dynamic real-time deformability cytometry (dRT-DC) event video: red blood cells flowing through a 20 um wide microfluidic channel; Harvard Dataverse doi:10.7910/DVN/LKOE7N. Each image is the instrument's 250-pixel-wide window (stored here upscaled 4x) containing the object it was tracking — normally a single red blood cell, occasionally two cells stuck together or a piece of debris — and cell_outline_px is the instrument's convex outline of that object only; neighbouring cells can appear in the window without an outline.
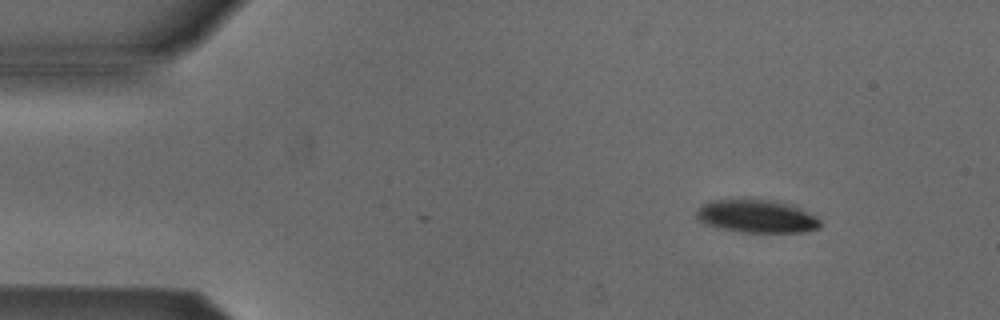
{"species": "Egyptian fruit bat (a non-hibernating species)", "species_latin": "Rousettus aegyptiacus", "temperature_condition": "cold", "stored_images_in_passage": 4, "camera_frame_rate_fps": 3000, "um_per_image_px": 0.085, "animal": {"sex": "male"}, "frame": {"image": 1, "passage_image": 2, "time_ms": 1.333, "image_size_px": [1000, 320], "cell_outline_px": [[820, 228], [804, 232], [740, 232], [704, 224], [696, 220], [696, 212], [704, 204], [712, 200], [752, 196], [792, 204], [816, 216], [820, 220]], "centroid_in_image_um": [64.3, 18.34], "position_along_channel_um": 20.7, "area_um2": 24.57}}